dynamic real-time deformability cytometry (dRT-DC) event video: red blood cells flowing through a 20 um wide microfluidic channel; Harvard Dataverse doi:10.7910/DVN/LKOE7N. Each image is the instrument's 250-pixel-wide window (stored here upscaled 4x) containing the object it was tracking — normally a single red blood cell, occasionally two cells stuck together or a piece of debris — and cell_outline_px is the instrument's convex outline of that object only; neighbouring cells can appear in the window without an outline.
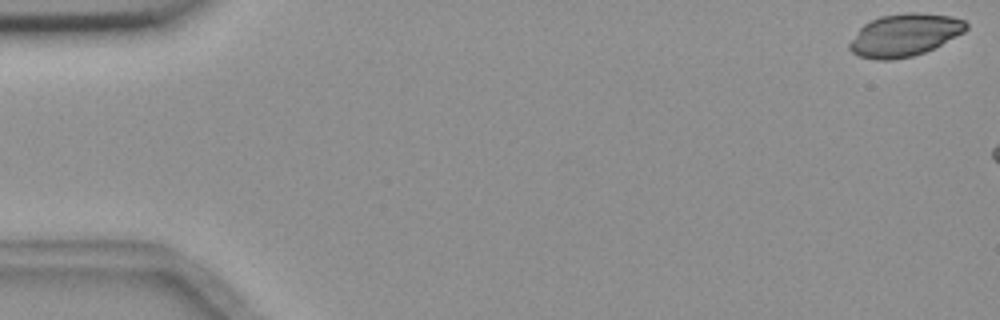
{"species": "common noctule bat (a hibernating species)", "species_latin": "Nyctalus noctula", "temperature_condition": "room temperature", "stored_images_in_passage": 3, "camera_frame_rate_fps": 3000, "um_per_image_px": 0.085, "animal": {"sex": "female", "body_mass_g": 18.4}, "frame": {"image": 1, "passage_image": 1, "time_ms": 0.0, "image_size_px": [1000, 320], "cell_outline_px": [[968, 28], [964, 32], [924, 52], [912, 56], [892, 60], [876, 60], [860, 56], [852, 52], [848, 48], [848, 44], [860, 28], [864, 24], [880, 16], [908, 12], [916, 12], [952, 16], [964, 20], [968, 24]], "centroid_in_image_um": [76.88, 2.97], "position_along_channel_um": 8.1, "area_um2": 28.73}}